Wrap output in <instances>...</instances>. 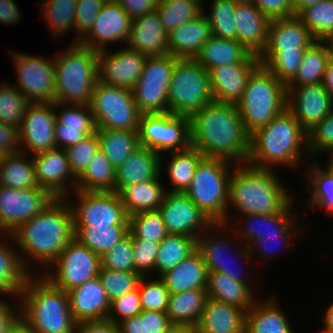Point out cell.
Returning a JSON list of instances; mask_svg holds the SVG:
<instances>
[{
  "mask_svg": "<svg viewBox=\"0 0 333 333\" xmlns=\"http://www.w3.org/2000/svg\"><path fill=\"white\" fill-rule=\"evenodd\" d=\"M132 238L161 242L169 233L158 210L140 212L128 217Z\"/></svg>",
  "mask_w": 333,
  "mask_h": 333,
  "instance_id": "cell-54",
  "label": "cell"
},
{
  "mask_svg": "<svg viewBox=\"0 0 333 333\" xmlns=\"http://www.w3.org/2000/svg\"><path fill=\"white\" fill-rule=\"evenodd\" d=\"M53 199L44 188L16 189L0 185V233L11 234L19 225L46 208Z\"/></svg>",
  "mask_w": 333,
  "mask_h": 333,
  "instance_id": "cell-17",
  "label": "cell"
},
{
  "mask_svg": "<svg viewBox=\"0 0 333 333\" xmlns=\"http://www.w3.org/2000/svg\"><path fill=\"white\" fill-rule=\"evenodd\" d=\"M0 82V122L19 128L30 102L11 82Z\"/></svg>",
  "mask_w": 333,
  "mask_h": 333,
  "instance_id": "cell-53",
  "label": "cell"
},
{
  "mask_svg": "<svg viewBox=\"0 0 333 333\" xmlns=\"http://www.w3.org/2000/svg\"><path fill=\"white\" fill-rule=\"evenodd\" d=\"M10 333H36L32 329L28 328L22 321H20Z\"/></svg>",
  "mask_w": 333,
  "mask_h": 333,
  "instance_id": "cell-77",
  "label": "cell"
},
{
  "mask_svg": "<svg viewBox=\"0 0 333 333\" xmlns=\"http://www.w3.org/2000/svg\"><path fill=\"white\" fill-rule=\"evenodd\" d=\"M179 59L171 54L147 57L143 71L132 88L135 103L142 114L168 112L169 85Z\"/></svg>",
  "mask_w": 333,
  "mask_h": 333,
  "instance_id": "cell-12",
  "label": "cell"
},
{
  "mask_svg": "<svg viewBox=\"0 0 333 333\" xmlns=\"http://www.w3.org/2000/svg\"><path fill=\"white\" fill-rule=\"evenodd\" d=\"M326 155H329V158H327V162L325 166H327L332 172H333V149H331Z\"/></svg>",
  "mask_w": 333,
  "mask_h": 333,
  "instance_id": "cell-79",
  "label": "cell"
},
{
  "mask_svg": "<svg viewBox=\"0 0 333 333\" xmlns=\"http://www.w3.org/2000/svg\"><path fill=\"white\" fill-rule=\"evenodd\" d=\"M287 109L308 131L332 112L333 102L322 83L287 87Z\"/></svg>",
  "mask_w": 333,
  "mask_h": 333,
  "instance_id": "cell-23",
  "label": "cell"
},
{
  "mask_svg": "<svg viewBox=\"0 0 333 333\" xmlns=\"http://www.w3.org/2000/svg\"><path fill=\"white\" fill-rule=\"evenodd\" d=\"M164 333H194V328L185 325H172Z\"/></svg>",
  "mask_w": 333,
  "mask_h": 333,
  "instance_id": "cell-76",
  "label": "cell"
},
{
  "mask_svg": "<svg viewBox=\"0 0 333 333\" xmlns=\"http://www.w3.org/2000/svg\"><path fill=\"white\" fill-rule=\"evenodd\" d=\"M314 161L309 160L306 165L307 170L304 169L307 172L305 177L308 181H306L305 186L309 188L306 189L309 197L303 201L306 203V207L308 206L313 212L318 208L321 210L324 208L325 215L333 218V172L325 165L324 167L320 166L321 162Z\"/></svg>",
  "mask_w": 333,
  "mask_h": 333,
  "instance_id": "cell-39",
  "label": "cell"
},
{
  "mask_svg": "<svg viewBox=\"0 0 333 333\" xmlns=\"http://www.w3.org/2000/svg\"><path fill=\"white\" fill-rule=\"evenodd\" d=\"M29 275L21 264L12 236L0 233V295L18 298Z\"/></svg>",
  "mask_w": 333,
  "mask_h": 333,
  "instance_id": "cell-37",
  "label": "cell"
},
{
  "mask_svg": "<svg viewBox=\"0 0 333 333\" xmlns=\"http://www.w3.org/2000/svg\"><path fill=\"white\" fill-rule=\"evenodd\" d=\"M191 147L206 158L234 164L247 163L250 135L246 132L237 105L212 101L189 117Z\"/></svg>",
  "mask_w": 333,
  "mask_h": 333,
  "instance_id": "cell-2",
  "label": "cell"
},
{
  "mask_svg": "<svg viewBox=\"0 0 333 333\" xmlns=\"http://www.w3.org/2000/svg\"><path fill=\"white\" fill-rule=\"evenodd\" d=\"M207 16L210 34L224 39L237 41V28L234 20L236 2L233 0H211Z\"/></svg>",
  "mask_w": 333,
  "mask_h": 333,
  "instance_id": "cell-52",
  "label": "cell"
},
{
  "mask_svg": "<svg viewBox=\"0 0 333 333\" xmlns=\"http://www.w3.org/2000/svg\"><path fill=\"white\" fill-rule=\"evenodd\" d=\"M168 35L169 54L180 59H195L211 36L204 7L195 19L181 24Z\"/></svg>",
  "mask_w": 333,
  "mask_h": 333,
  "instance_id": "cell-33",
  "label": "cell"
},
{
  "mask_svg": "<svg viewBox=\"0 0 333 333\" xmlns=\"http://www.w3.org/2000/svg\"><path fill=\"white\" fill-rule=\"evenodd\" d=\"M98 277L107 293L109 301L112 302L125 293L137 289L142 275L137 271L123 272L100 268Z\"/></svg>",
  "mask_w": 333,
  "mask_h": 333,
  "instance_id": "cell-56",
  "label": "cell"
},
{
  "mask_svg": "<svg viewBox=\"0 0 333 333\" xmlns=\"http://www.w3.org/2000/svg\"><path fill=\"white\" fill-rule=\"evenodd\" d=\"M160 278L170 294H177L187 290L207 289L208 271L200 252L196 249Z\"/></svg>",
  "mask_w": 333,
  "mask_h": 333,
  "instance_id": "cell-36",
  "label": "cell"
},
{
  "mask_svg": "<svg viewBox=\"0 0 333 333\" xmlns=\"http://www.w3.org/2000/svg\"><path fill=\"white\" fill-rule=\"evenodd\" d=\"M100 149L117 169L140 147L138 131L96 129Z\"/></svg>",
  "mask_w": 333,
  "mask_h": 333,
  "instance_id": "cell-45",
  "label": "cell"
},
{
  "mask_svg": "<svg viewBox=\"0 0 333 333\" xmlns=\"http://www.w3.org/2000/svg\"><path fill=\"white\" fill-rule=\"evenodd\" d=\"M291 193L275 169L237 164L230 176L228 212L223 223H230L232 207L231 212L237 211L236 217L237 214H279L295 199Z\"/></svg>",
  "mask_w": 333,
  "mask_h": 333,
  "instance_id": "cell-3",
  "label": "cell"
},
{
  "mask_svg": "<svg viewBox=\"0 0 333 333\" xmlns=\"http://www.w3.org/2000/svg\"><path fill=\"white\" fill-rule=\"evenodd\" d=\"M303 157L311 160L307 131L287 108L250 135L249 165L267 169L280 165L295 170L301 167Z\"/></svg>",
  "mask_w": 333,
  "mask_h": 333,
  "instance_id": "cell-4",
  "label": "cell"
},
{
  "mask_svg": "<svg viewBox=\"0 0 333 333\" xmlns=\"http://www.w3.org/2000/svg\"><path fill=\"white\" fill-rule=\"evenodd\" d=\"M324 41L326 42V44L329 48L331 61H333V34L328 36Z\"/></svg>",
  "mask_w": 333,
  "mask_h": 333,
  "instance_id": "cell-78",
  "label": "cell"
},
{
  "mask_svg": "<svg viewBox=\"0 0 333 333\" xmlns=\"http://www.w3.org/2000/svg\"><path fill=\"white\" fill-rule=\"evenodd\" d=\"M72 195L76 201L66 199L72 209L74 227L129 226L128 215L118 193L74 190Z\"/></svg>",
  "mask_w": 333,
  "mask_h": 333,
  "instance_id": "cell-15",
  "label": "cell"
},
{
  "mask_svg": "<svg viewBox=\"0 0 333 333\" xmlns=\"http://www.w3.org/2000/svg\"><path fill=\"white\" fill-rule=\"evenodd\" d=\"M316 39L295 15L272 19L269 24L267 44L260 54V65L265 66L279 51H306Z\"/></svg>",
  "mask_w": 333,
  "mask_h": 333,
  "instance_id": "cell-24",
  "label": "cell"
},
{
  "mask_svg": "<svg viewBox=\"0 0 333 333\" xmlns=\"http://www.w3.org/2000/svg\"><path fill=\"white\" fill-rule=\"evenodd\" d=\"M132 21L118 3H104L92 28L78 43L97 52L115 42L127 43Z\"/></svg>",
  "mask_w": 333,
  "mask_h": 333,
  "instance_id": "cell-21",
  "label": "cell"
},
{
  "mask_svg": "<svg viewBox=\"0 0 333 333\" xmlns=\"http://www.w3.org/2000/svg\"><path fill=\"white\" fill-rule=\"evenodd\" d=\"M236 164L204 157L184 192L212 222H224L228 212L229 182Z\"/></svg>",
  "mask_w": 333,
  "mask_h": 333,
  "instance_id": "cell-8",
  "label": "cell"
},
{
  "mask_svg": "<svg viewBox=\"0 0 333 333\" xmlns=\"http://www.w3.org/2000/svg\"><path fill=\"white\" fill-rule=\"evenodd\" d=\"M103 4L102 0H77L74 19L76 37L72 43H78L90 31Z\"/></svg>",
  "mask_w": 333,
  "mask_h": 333,
  "instance_id": "cell-64",
  "label": "cell"
},
{
  "mask_svg": "<svg viewBox=\"0 0 333 333\" xmlns=\"http://www.w3.org/2000/svg\"><path fill=\"white\" fill-rule=\"evenodd\" d=\"M204 0H158L156 11L164 30L169 34L181 24L203 12Z\"/></svg>",
  "mask_w": 333,
  "mask_h": 333,
  "instance_id": "cell-49",
  "label": "cell"
},
{
  "mask_svg": "<svg viewBox=\"0 0 333 333\" xmlns=\"http://www.w3.org/2000/svg\"><path fill=\"white\" fill-rule=\"evenodd\" d=\"M22 15L15 0H0V22L3 25H16L21 21ZM20 20V21H19ZM18 22V23H17Z\"/></svg>",
  "mask_w": 333,
  "mask_h": 333,
  "instance_id": "cell-71",
  "label": "cell"
},
{
  "mask_svg": "<svg viewBox=\"0 0 333 333\" xmlns=\"http://www.w3.org/2000/svg\"><path fill=\"white\" fill-rule=\"evenodd\" d=\"M18 300L21 321L36 333H75L77 322L67 291L55 287L42 274L27 277Z\"/></svg>",
  "mask_w": 333,
  "mask_h": 333,
  "instance_id": "cell-5",
  "label": "cell"
},
{
  "mask_svg": "<svg viewBox=\"0 0 333 333\" xmlns=\"http://www.w3.org/2000/svg\"><path fill=\"white\" fill-rule=\"evenodd\" d=\"M245 315L240 307L207 298L194 333H245Z\"/></svg>",
  "mask_w": 333,
  "mask_h": 333,
  "instance_id": "cell-31",
  "label": "cell"
},
{
  "mask_svg": "<svg viewBox=\"0 0 333 333\" xmlns=\"http://www.w3.org/2000/svg\"><path fill=\"white\" fill-rule=\"evenodd\" d=\"M195 60L207 71L233 63H260L258 56L249 53L238 41L211 35Z\"/></svg>",
  "mask_w": 333,
  "mask_h": 333,
  "instance_id": "cell-35",
  "label": "cell"
},
{
  "mask_svg": "<svg viewBox=\"0 0 333 333\" xmlns=\"http://www.w3.org/2000/svg\"><path fill=\"white\" fill-rule=\"evenodd\" d=\"M138 137L140 146L160 155L186 150L191 146L189 117L172 113L141 114ZM164 153V154H163Z\"/></svg>",
  "mask_w": 333,
  "mask_h": 333,
  "instance_id": "cell-13",
  "label": "cell"
},
{
  "mask_svg": "<svg viewBox=\"0 0 333 333\" xmlns=\"http://www.w3.org/2000/svg\"><path fill=\"white\" fill-rule=\"evenodd\" d=\"M206 299V289H193L170 294L166 311L169 320L173 325L195 328L200 321Z\"/></svg>",
  "mask_w": 333,
  "mask_h": 333,
  "instance_id": "cell-42",
  "label": "cell"
},
{
  "mask_svg": "<svg viewBox=\"0 0 333 333\" xmlns=\"http://www.w3.org/2000/svg\"><path fill=\"white\" fill-rule=\"evenodd\" d=\"M40 2L41 15L47 28L57 39L74 30L77 0H43ZM51 30V31H50ZM68 32V33H67Z\"/></svg>",
  "mask_w": 333,
  "mask_h": 333,
  "instance_id": "cell-50",
  "label": "cell"
},
{
  "mask_svg": "<svg viewBox=\"0 0 333 333\" xmlns=\"http://www.w3.org/2000/svg\"><path fill=\"white\" fill-rule=\"evenodd\" d=\"M30 157L39 186L54 198H70L76 190V179L71 173L66 150L55 148Z\"/></svg>",
  "mask_w": 333,
  "mask_h": 333,
  "instance_id": "cell-22",
  "label": "cell"
},
{
  "mask_svg": "<svg viewBox=\"0 0 333 333\" xmlns=\"http://www.w3.org/2000/svg\"><path fill=\"white\" fill-rule=\"evenodd\" d=\"M55 64V103L89 105L99 82L98 52L71 43L61 54L53 55Z\"/></svg>",
  "mask_w": 333,
  "mask_h": 333,
  "instance_id": "cell-6",
  "label": "cell"
},
{
  "mask_svg": "<svg viewBox=\"0 0 333 333\" xmlns=\"http://www.w3.org/2000/svg\"><path fill=\"white\" fill-rule=\"evenodd\" d=\"M115 183L116 169L99 148L91 158L84 173L76 180V190L115 192Z\"/></svg>",
  "mask_w": 333,
  "mask_h": 333,
  "instance_id": "cell-46",
  "label": "cell"
},
{
  "mask_svg": "<svg viewBox=\"0 0 333 333\" xmlns=\"http://www.w3.org/2000/svg\"><path fill=\"white\" fill-rule=\"evenodd\" d=\"M100 268V256L73 237L42 275L55 287L68 291L98 277Z\"/></svg>",
  "mask_w": 333,
  "mask_h": 333,
  "instance_id": "cell-14",
  "label": "cell"
},
{
  "mask_svg": "<svg viewBox=\"0 0 333 333\" xmlns=\"http://www.w3.org/2000/svg\"><path fill=\"white\" fill-rule=\"evenodd\" d=\"M75 333H120L119 326L112 321H85L76 325Z\"/></svg>",
  "mask_w": 333,
  "mask_h": 333,
  "instance_id": "cell-70",
  "label": "cell"
},
{
  "mask_svg": "<svg viewBox=\"0 0 333 333\" xmlns=\"http://www.w3.org/2000/svg\"><path fill=\"white\" fill-rule=\"evenodd\" d=\"M100 142L97 133L94 132L75 145L67 147L69 167L73 177L77 180L86 170L91 158L99 150Z\"/></svg>",
  "mask_w": 333,
  "mask_h": 333,
  "instance_id": "cell-58",
  "label": "cell"
},
{
  "mask_svg": "<svg viewBox=\"0 0 333 333\" xmlns=\"http://www.w3.org/2000/svg\"><path fill=\"white\" fill-rule=\"evenodd\" d=\"M0 152L12 154L20 152L18 128L0 122Z\"/></svg>",
  "mask_w": 333,
  "mask_h": 333,
  "instance_id": "cell-67",
  "label": "cell"
},
{
  "mask_svg": "<svg viewBox=\"0 0 333 333\" xmlns=\"http://www.w3.org/2000/svg\"><path fill=\"white\" fill-rule=\"evenodd\" d=\"M148 278L150 277L142 276L138 284L143 310L166 312L170 293L164 281L160 277H157V279Z\"/></svg>",
  "mask_w": 333,
  "mask_h": 333,
  "instance_id": "cell-57",
  "label": "cell"
},
{
  "mask_svg": "<svg viewBox=\"0 0 333 333\" xmlns=\"http://www.w3.org/2000/svg\"><path fill=\"white\" fill-rule=\"evenodd\" d=\"M330 61L326 42L316 40L306 49L298 72L287 87H303L322 83L326 66Z\"/></svg>",
  "mask_w": 333,
  "mask_h": 333,
  "instance_id": "cell-44",
  "label": "cell"
},
{
  "mask_svg": "<svg viewBox=\"0 0 333 333\" xmlns=\"http://www.w3.org/2000/svg\"><path fill=\"white\" fill-rule=\"evenodd\" d=\"M236 105L244 128L251 135L287 108V86L259 65L249 76Z\"/></svg>",
  "mask_w": 333,
  "mask_h": 333,
  "instance_id": "cell-7",
  "label": "cell"
},
{
  "mask_svg": "<svg viewBox=\"0 0 333 333\" xmlns=\"http://www.w3.org/2000/svg\"><path fill=\"white\" fill-rule=\"evenodd\" d=\"M17 72L14 85L30 103L55 102V64L53 57L10 51Z\"/></svg>",
  "mask_w": 333,
  "mask_h": 333,
  "instance_id": "cell-16",
  "label": "cell"
},
{
  "mask_svg": "<svg viewBox=\"0 0 333 333\" xmlns=\"http://www.w3.org/2000/svg\"><path fill=\"white\" fill-rule=\"evenodd\" d=\"M156 179L137 183L124 188L119 196L128 217L140 212L158 210L166 193V184ZM165 185V186H164Z\"/></svg>",
  "mask_w": 333,
  "mask_h": 333,
  "instance_id": "cell-40",
  "label": "cell"
},
{
  "mask_svg": "<svg viewBox=\"0 0 333 333\" xmlns=\"http://www.w3.org/2000/svg\"><path fill=\"white\" fill-rule=\"evenodd\" d=\"M98 51L99 82L103 85L132 90L140 77L148 56L129 48L115 52Z\"/></svg>",
  "mask_w": 333,
  "mask_h": 333,
  "instance_id": "cell-20",
  "label": "cell"
},
{
  "mask_svg": "<svg viewBox=\"0 0 333 333\" xmlns=\"http://www.w3.org/2000/svg\"><path fill=\"white\" fill-rule=\"evenodd\" d=\"M212 101L209 71L195 59H179L169 85L168 112L190 117Z\"/></svg>",
  "mask_w": 333,
  "mask_h": 333,
  "instance_id": "cell-10",
  "label": "cell"
},
{
  "mask_svg": "<svg viewBox=\"0 0 333 333\" xmlns=\"http://www.w3.org/2000/svg\"><path fill=\"white\" fill-rule=\"evenodd\" d=\"M234 20L237 41L251 54L260 56L267 44L271 20L253 3H236Z\"/></svg>",
  "mask_w": 333,
  "mask_h": 333,
  "instance_id": "cell-28",
  "label": "cell"
},
{
  "mask_svg": "<svg viewBox=\"0 0 333 333\" xmlns=\"http://www.w3.org/2000/svg\"><path fill=\"white\" fill-rule=\"evenodd\" d=\"M158 211L169 234L197 239L212 224L184 192L166 191Z\"/></svg>",
  "mask_w": 333,
  "mask_h": 333,
  "instance_id": "cell-19",
  "label": "cell"
},
{
  "mask_svg": "<svg viewBox=\"0 0 333 333\" xmlns=\"http://www.w3.org/2000/svg\"><path fill=\"white\" fill-rule=\"evenodd\" d=\"M161 155L140 146L116 169L115 192L124 188L153 180L161 175Z\"/></svg>",
  "mask_w": 333,
  "mask_h": 333,
  "instance_id": "cell-32",
  "label": "cell"
},
{
  "mask_svg": "<svg viewBox=\"0 0 333 333\" xmlns=\"http://www.w3.org/2000/svg\"><path fill=\"white\" fill-rule=\"evenodd\" d=\"M16 305L12 306L8 301L0 299V333L10 331L21 321V308L18 298Z\"/></svg>",
  "mask_w": 333,
  "mask_h": 333,
  "instance_id": "cell-66",
  "label": "cell"
},
{
  "mask_svg": "<svg viewBox=\"0 0 333 333\" xmlns=\"http://www.w3.org/2000/svg\"><path fill=\"white\" fill-rule=\"evenodd\" d=\"M55 122V102L30 103L18 128L20 152L32 156L55 149Z\"/></svg>",
  "mask_w": 333,
  "mask_h": 333,
  "instance_id": "cell-18",
  "label": "cell"
},
{
  "mask_svg": "<svg viewBox=\"0 0 333 333\" xmlns=\"http://www.w3.org/2000/svg\"><path fill=\"white\" fill-rule=\"evenodd\" d=\"M196 249L200 252L208 272L227 274L233 280L248 284L255 291L254 286L250 285L253 284L252 281L248 278L251 275L240 272V266L242 265L243 268H245L247 266L246 264L250 265L249 263L252 261L256 264L257 261L253 260L250 248L241 244L229 224L223 222L212 223L197 237ZM234 257L237 259L234 260L236 262L233 261ZM231 260L236 263L235 266H237V264L239 265L237 261H241L240 268L235 267L236 269H234V263Z\"/></svg>",
  "mask_w": 333,
  "mask_h": 333,
  "instance_id": "cell-9",
  "label": "cell"
},
{
  "mask_svg": "<svg viewBox=\"0 0 333 333\" xmlns=\"http://www.w3.org/2000/svg\"><path fill=\"white\" fill-rule=\"evenodd\" d=\"M298 224L299 222L296 221L284 234L262 235V238L255 240L249 246L253 260H261V263L264 260L265 264L266 260L269 261V258L272 259V257L276 254H280L277 253L275 248H277V250H280V248H290L289 245H292L295 239L298 238L297 236L300 234L301 228H298ZM275 245H277V247ZM255 256H257L258 259Z\"/></svg>",
  "mask_w": 333,
  "mask_h": 333,
  "instance_id": "cell-55",
  "label": "cell"
},
{
  "mask_svg": "<svg viewBox=\"0 0 333 333\" xmlns=\"http://www.w3.org/2000/svg\"><path fill=\"white\" fill-rule=\"evenodd\" d=\"M142 311L140 294L137 288L110 302L107 320L118 325L125 319L139 315Z\"/></svg>",
  "mask_w": 333,
  "mask_h": 333,
  "instance_id": "cell-62",
  "label": "cell"
},
{
  "mask_svg": "<svg viewBox=\"0 0 333 333\" xmlns=\"http://www.w3.org/2000/svg\"><path fill=\"white\" fill-rule=\"evenodd\" d=\"M321 1H324V0H292V6L294 9V13H295V15H297L304 8H306L310 5L317 4Z\"/></svg>",
  "mask_w": 333,
  "mask_h": 333,
  "instance_id": "cell-75",
  "label": "cell"
},
{
  "mask_svg": "<svg viewBox=\"0 0 333 333\" xmlns=\"http://www.w3.org/2000/svg\"><path fill=\"white\" fill-rule=\"evenodd\" d=\"M328 307L325 309L324 313L320 314V321L322 326L333 332V302H331Z\"/></svg>",
  "mask_w": 333,
  "mask_h": 333,
  "instance_id": "cell-74",
  "label": "cell"
},
{
  "mask_svg": "<svg viewBox=\"0 0 333 333\" xmlns=\"http://www.w3.org/2000/svg\"><path fill=\"white\" fill-rule=\"evenodd\" d=\"M275 295L257 299L246 311L245 333H294Z\"/></svg>",
  "mask_w": 333,
  "mask_h": 333,
  "instance_id": "cell-34",
  "label": "cell"
},
{
  "mask_svg": "<svg viewBox=\"0 0 333 333\" xmlns=\"http://www.w3.org/2000/svg\"><path fill=\"white\" fill-rule=\"evenodd\" d=\"M168 33L164 30L157 11L147 13L132 21L127 48L146 56L169 54Z\"/></svg>",
  "mask_w": 333,
  "mask_h": 333,
  "instance_id": "cell-30",
  "label": "cell"
},
{
  "mask_svg": "<svg viewBox=\"0 0 333 333\" xmlns=\"http://www.w3.org/2000/svg\"><path fill=\"white\" fill-rule=\"evenodd\" d=\"M118 326L120 333H145L144 310L137 316L123 320Z\"/></svg>",
  "mask_w": 333,
  "mask_h": 333,
  "instance_id": "cell-72",
  "label": "cell"
},
{
  "mask_svg": "<svg viewBox=\"0 0 333 333\" xmlns=\"http://www.w3.org/2000/svg\"><path fill=\"white\" fill-rule=\"evenodd\" d=\"M307 148L311 160L333 149V110L321 122L307 131ZM314 157V158H313Z\"/></svg>",
  "mask_w": 333,
  "mask_h": 333,
  "instance_id": "cell-60",
  "label": "cell"
},
{
  "mask_svg": "<svg viewBox=\"0 0 333 333\" xmlns=\"http://www.w3.org/2000/svg\"><path fill=\"white\" fill-rule=\"evenodd\" d=\"M55 116L56 148L66 149L96 132L89 105L55 103Z\"/></svg>",
  "mask_w": 333,
  "mask_h": 333,
  "instance_id": "cell-26",
  "label": "cell"
},
{
  "mask_svg": "<svg viewBox=\"0 0 333 333\" xmlns=\"http://www.w3.org/2000/svg\"><path fill=\"white\" fill-rule=\"evenodd\" d=\"M101 268L115 271L133 272L135 265L133 262V239L128 233L110 251L100 256Z\"/></svg>",
  "mask_w": 333,
  "mask_h": 333,
  "instance_id": "cell-59",
  "label": "cell"
},
{
  "mask_svg": "<svg viewBox=\"0 0 333 333\" xmlns=\"http://www.w3.org/2000/svg\"><path fill=\"white\" fill-rule=\"evenodd\" d=\"M294 203L295 202L293 200L279 214H246L241 215L240 217L238 216V218L231 217L236 220H230L229 225L230 227H233L232 230L239 241L243 245L249 247L255 240L262 238V235L284 234L295 223L297 217L299 216L297 212L295 213L292 210L295 205ZM234 221L235 224H232ZM236 223L239 226H237Z\"/></svg>",
  "mask_w": 333,
  "mask_h": 333,
  "instance_id": "cell-25",
  "label": "cell"
},
{
  "mask_svg": "<svg viewBox=\"0 0 333 333\" xmlns=\"http://www.w3.org/2000/svg\"><path fill=\"white\" fill-rule=\"evenodd\" d=\"M96 129L137 131L141 112L132 90L103 85L98 82L90 101Z\"/></svg>",
  "mask_w": 333,
  "mask_h": 333,
  "instance_id": "cell-11",
  "label": "cell"
},
{
  "mask_svg": "<svg viewBox=\"0 0 333 333\" xmlns=\"http://www.w3.org/2000/svg\"><path fill=\"white\" fill-rule=\"evenodd\" d=\"M207 298L232 304L247 311L259 299L257 290L248 284L233 280L227 274L208 272Z\"/></svg>",
  "mask_w": 333,
  "mask_h": 333,
  "instance_id": "cell-38",
  "label": "cell"
},
{
  "mask_svg": "<svg viewBox=\"0 0 333 333\" xmlns=\"http://www.w3.org/2000/svg\"><path fill=\"white\" fill-rule=\"evenodd\" d=\"M316 40H325L333 34V0L310 5L296 15Z\"/></svg>",
  "mask_w": 333,
  "mask_h": 333,
  "instance_id": "cell-51",
  "label": "cell"
},
{
  "mask_svg": "<svg viewBox=\"0 0 333 333\" xmlns=\"http://www.w3.org/2000/svg\"><path fill=\"white\" fill-rule=\"evenodd\" d=\"M305 51H279L265 67L284 85L296 76Z\"/></svg>",
  "mask_w": 333,
  "mask_h": 333,
  "instance_id": "cell-61",
  "label": "cell"
},
{
  "mask_svg": "<svg viewBox=\"0 0 333 333\" xmlns=\"http://www.w3.org/2000/svg\"><path fill=\"white\" fill-rule=\"evenodd\" d=\"M129 233V226L74 227V237L98 256L110 251Z\"/></svg>",
  "mask_w": 333,
  "mask_h": 333,
  "instance_id": "cell-48",
  "label": "cell"
},
{
  "mask_svg": "<svg viewBox=\"0 0 333 333\" xmlns=\"http://www.w3.org/2000/svg\"><path fill=\"white\" fill-rule=\"evenodd\" d=\"M236 3H253V0H233Z\"/></svg>",
  "mask_w": 333,
  "mask_h": 333,
  "instance_id": "cell-80",
  "label": "cell"
},
{
  "mask_svg": "<svg viewBox=\"0 0 333 333\" xmlns=\"http://www.w3.org/2000/svg\"><path fill=\"white\" fill-rule=\"evenodd\" d=\"M0 185L16 189L41 188L36 179L33 158L23 152L3 154L0 161Z\"/></svg>",
  "mask_w": 333,
  "mask_h": 333,
  "instance_id": "cell-43",
  "label": "cell"
},
{
  "mask_svg": "<svg viewBox=\"0 0 333 333\" xmlns=\"http://www.w3.org/2000/svg\"><path fill=\"white\" fill-rule=\"evenodd\" d=\"M196 250V238L180 234H168L159 245L156 256V277L174 269L181 261Z\"/></svg>",
  "mask_w": 333,
  "mask_h": 333,
  "instance_id": "cell-47",
  "label": "cell"
},
{
  "mask_svg": "<svg viewBox=\"0 0 333 333\" xmlns=\"http://www.w3.org/2000/svg\"><path fill=\"white\" fill-rule=\"evenodd\" d=\"M10 235L17 245L25 270L30 275L37 273L32 268L35 266L31 264L33 261L40 268L36 269L41 272L38 274L45 273L74 237L73 213L69 202L66 198H54L46 208L19 225Z\"/></svg>",
  "mask_w": 333,
  "mask_h": 333,
  "instance_id": "cell-1",
  "label": "cell"
},
{
  "mask_svg": "<svg viewBox=\"0 0 333 333\" xmlns=\"http://www.w3.org/2000/svg\"><path fill=\"white\" fill-rule=\"evenodd\" d=\"M322 84L330 94L331 100L333 102V61H330L326 66Z\"/></svg>",
  "mask_w": 333,
  "mask_h": 333,
  "instance_id": "cell-73",
  "label": "cell"
},
{
  "mask_svg": "<svg viewBox=\"0 0 333 333\" xmlns=\"http://www.w3.org/2000/svg\"><path fill=\"white\" fill-rule=\"evenodd\" d=\"M67 293L70 311L77 323L107 320L110 301L99 277L88 280Z\"/></svg>",
  "mask_w": 333,
  "mask_h": 333,
  "instance_id": "cell-27",
  "label": "cell"
},
{
  "mask_svg": "<svg viewBox=\"0 0 333 333\" xmlns=\"http://www.w3.org/2000/svg\"><path fill=\"white\" fill-rule=\"evenodd\" d=\"M253 4L270 20L295 16L292 0H253Z\"/></svg>",
  "mask_w": 333,
  "mask_h": 333,
  "instance_id": "cell-65",
  "label": "cell"
},
{
  "mask_svg": "<svg viewBox=\"0 0 333 333\" xmlns=\"http://www.w3.org/2000/svg\"><path fill=\"white\" fill-rule=\"evenodd\" d=\"M132 239L135 271L142 276H149L153 271L155 272L156 256L160 243L146 239Z\"/></svg>",
  "mask_w": 333,
  "mask_h": 333,
  "instance_id": "cell-63",
  "label": "cell"
},
{
  "mask_svg": "<svg viewBox=\"0 0 333 333\" xmlns=\"http://www.w3.org/2000/svg\"><path fill=\"white\" fill-rule=\"evenodd\" d=\"M172 325L166 312L144 310L145 333H164Z\"/></svg>",
  "mask_w": 333,
  "mask_h": 333,
  "instance_id": "cell-68",
  "label": "cell"
},
{
  "mask_svg": "<svg viewBox=\"0 0 333 333\" xmlns=\"http://www.w3.org/2000/svg\"><path fill=\"white\" fill-rule=\"evenodd\" d=\"M171 159L163 163L165 157L161 155V175L166 172L171 188H166L170 192H185L194 178L199 162L204 158L203 154L194 147H189L183 151L169 152ZM165 164L166 167H163ZM163 168V169H162ZM165 168V169H164ZM166 170V171H164Z\"/></svg>",
  "mask_w": 333,
  "mask_h": 333,
  "instance_id": "cell-41",
  "label": "cell"
},
{
  "mask_svg": "<svg viewBox=\"0 0 333 333\" xmlns=\"http://www.w3.org/2000/svg\"><path fill=\"white\" fill-rule=\"evenodd\" d=\"M260 63H233L209 71L213 101L236 104L251 73Z\"/></svg>",
  "mask_w": 333,
  "mask_h": 333,
  "instance_id": "cell-29",
  "label": "cell"
},
{
  "mask_svg": "<svg viewBox=\"0 0 333 333\" xmlns=\"http://www.w3.org/2000/svg\"><path fill=\"white\" fill-rule=\"evenodd\" d=\"M158 0H119L118 4L132 20L156 10Z\"/></svg>",
  "mask_w": 333,
  "mask_h": 333,
  "instance_id": "cell-69",
  "label": "cell"
}]
</instances>
